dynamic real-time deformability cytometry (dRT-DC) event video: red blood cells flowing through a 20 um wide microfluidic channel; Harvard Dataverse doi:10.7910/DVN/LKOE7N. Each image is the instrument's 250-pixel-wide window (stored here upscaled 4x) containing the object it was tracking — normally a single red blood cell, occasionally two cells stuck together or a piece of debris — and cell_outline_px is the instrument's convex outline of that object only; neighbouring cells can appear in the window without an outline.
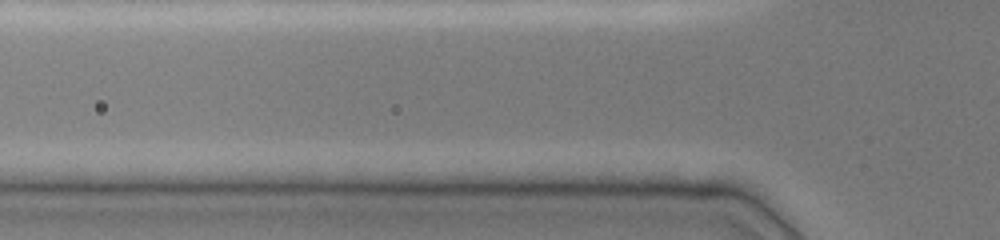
{"species": "common noctule bat (a hibernating species)", "species_latin": "Nyctalus noctula", "temperature_condition": "cold", "stored_images_in_passage": 3, "camera_frame_rate_fps": 3000, "um_per_image_px": 0.085, "animal": {"sex": "female", "body_mass_g": 19.0, "forearm_length_mm": 51.5}, "frame": {"image": 1, "passage_image": 3, "time_ms": 0.667, "image_size_px": [1000, 240], "cell_outline_px": [[724, 192], [692, 196], [624, 192], [592, 188], [600, 180], [708, 180]], "centroid_in_image_um": [56.15, 15.89], "position_along_channel_um": 69.6, "area_um2": 11.5}}